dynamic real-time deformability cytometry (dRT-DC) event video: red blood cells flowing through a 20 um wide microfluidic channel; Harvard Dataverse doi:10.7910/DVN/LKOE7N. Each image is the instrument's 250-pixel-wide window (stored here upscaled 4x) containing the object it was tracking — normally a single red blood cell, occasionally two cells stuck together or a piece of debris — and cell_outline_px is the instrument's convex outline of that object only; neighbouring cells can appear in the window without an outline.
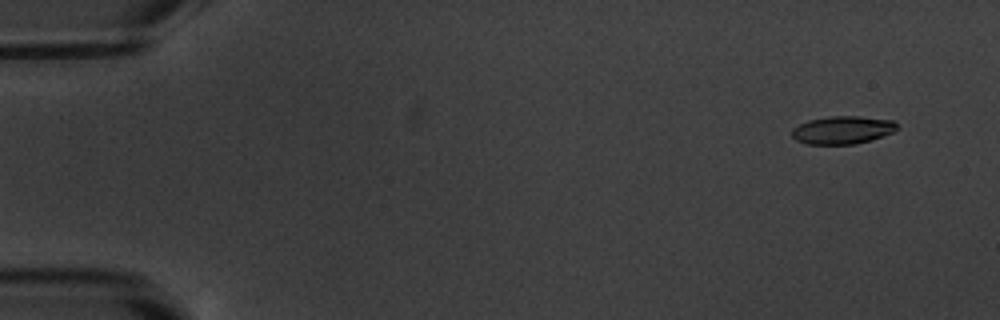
{"species": "common noctule bat (a hibernating species)", "species_latin": "Nyctalus noctula", "temperature_condition": "warm", "stored_images_in_passage": 6, "camera_frame_rate_fps": 3000, "um_per_image_px": 0.085, "animal": {"sex": "male", "body_mass_g": 20.1, "forearm_length_mm": 53.5}, "frame": {"image": 1, "passage_image": 2, "time_ms": 1.0, "image_size_px": [1000, 320], "cell_outline_px": [[896, 128], [892, 132], [872, 140], [852, 144], [808, 144], [796, 140], [792, 136], [792, 128], [808, 120], [828, 116], [860, 116], [892, 120], [896, 124]], "centroid_in_image_um": [71.58, 11.04], "position_along_channel_um": 13.4, "area_um2": 16.99}}
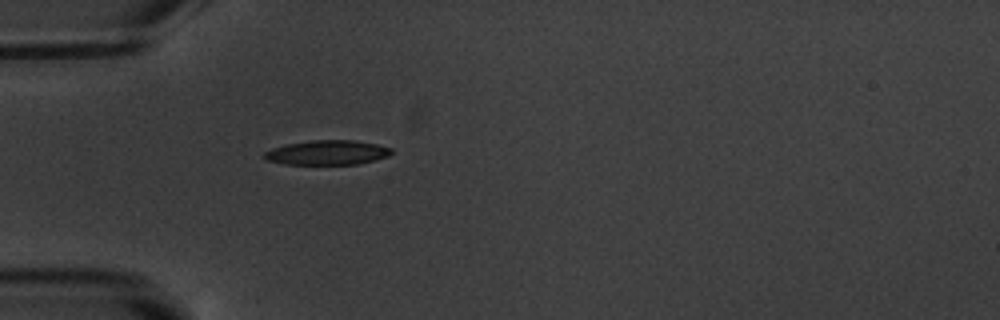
{"frame": {"image": 2, "passage_image": 6, "time_ms": 5.667, "image_size_px": [1000, 320], "cell_outline_px": [[392, 152], [388, 156], [356, 164], [284, 164], [268, 160], [264, 156], [264, 152], [272, 148], [288, 144], [312, 140], [352, 140], [376, 144], [392, 148]], "centroid_in_image_um": [27.82, 12.96], "position_along_channel_um": 57.2, "area_um2": 17.92}}